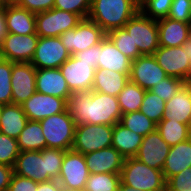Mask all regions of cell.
Masks as SVG:
<instances>
[{"instance_id": "obj_4", "label": "cell", "mask_w": 191, "mask_h": 191, "mask_svg": "<svg viewBox=\"0 0 191 191\" xmlns=\"http://www.w3.org/2000/svg\"><path fill=\"white\" fill-rule=\"evenodd\" d=\"M121 182L135 190L166 191V180L162 170L153 169L135 157L124 159Z\"/></svg>"}, {"instance_id": "obj_10", "label": "cell", "mask_w": 191, "mask_h": 191, "mask_svg": "<svg viewBox=\"0 0 191 191\" xmlns=\"http://www.w3.org/2000/svg\"><path fill=\"white\" fill-rule=\"evenodd\" d=\"M82 19L80 15L56 8L36 13V34L39 37H59L74 29Z\"/></svg>"}, {"instance_id": "obj_47", "label": "cell", "mask_w": 191, "mask_h": 191, "mask_svg": "<svg viewBox=\"0 0 191 191\" xmlns=\"http://www.w3.org/2000/svg\"><path fill=\"white\" fill-rule=\"evenodd\" d=\"M36 191H62V186L57 180H50L38 183Z\"/></svg>"}, {"instance_id": "obj_52", "label": "cell", "mask_w": 191, "mask_h": 191, "mask_svg": "<svg viewBox=\"0 0 191 191\" xmlns=\"http://www.w3.org/2000/svg\"><path fill=\"white\" fill-rule=\"evenodd\" d=\"M62 191H75V190H69V189L62 188Z\"/></svg>"}, {"instance_id": "obj_19", "label": "cell", "mask_w": 191, "mask_h": 191, "mask_svg": "<svg viewBox=\"0 0 191 191\" xmlns=\"http://www.w3.org/2000/svg\"><path fill=\"white\" fill-rule=\"evenodd\" d=\"M90 174H120L124 157L112 146L84 155Z\"/></svg>"}, {"instance_id": "obj_8", "label": "cell", "mask_w": 191, "mask_h": 191, "mask_svg": "<svg viewBox=\"0 0 191 191\" xmlns=\"http://www.w3.org/2000/svg\"><path fill=\"white\" fill-rule=\"evenodd\" d=\"M113 126L107 124L76 125L72 150L83 155L110 147Z\"/></svg>"}, {"instance_id": "obj_17", "label": "cell", "mask_w": 191, "mask_h": 191, "mask_svg": "<svg viewBox=\"0 0 191 191\" xmlns=\"http://www.w3.org/2000/svg\"><path fill=\"white\" fill-rule=\"evenodd\" d=\"M21 106L28 120L41 121L51 115L64 112L67 109V101L63 98L45 95L36 91Z\"/></svg>"}, {"instance_id": "obj_28", "label": "cell", "mask_w": 191, "mask_h": 191, "mask_svg": "<svg viewBox=\"0 0 191 191\" xmlns=\"http://www.w3.org/2000/svg\"><path fill=\"white\" fill-rule=\"evenodd\" d=\"M129 81V76L111 70L96 69L92 91L118 96Z\"/></svg>"}, {"instance_id": "obj_45", "label": "cell", "mask_w": 191, "mask_h": 191, "mask_svg": "<svg viewBox=\"0 0 191 191\" xmlns=\"http://www.w3.org/2000/svg\"><path fill=\"white\" fill-rule=\"evenodd\" d=\"M74 56L82 61H86L89 63V66L98 69V45L91 46L86 50L74 54Z\"/></svg>"}, {"instance_id": "obj_49", "label": "cell", "mask_w": 191, "mask_h": 191, "mask_svg": "<svg viewBox=\"0 0 191 191\" xmlns=\"http://www.w3.org/2000/svg\"><path fill=\"white\" fill-rule=\"evenodd\" d=\"M118 191H145V190H135L134 188H132L129 185H125L122 182H120Z\"/></svg>"}, {"instance_id": "obj_53", "label": "cell", "mask_w": 191, "mask_h": 191, "mask_svg": "<svg viewBox=\"0 0 191 191\" xmlns=\"http://www.w3.org/2000/svg\"><path fill=\"white\" fill-rule=\"evenodd\" d=\"M3 105L0 104V116H1V111H2Z\"/></svg>"}, {"instance_id": "obj_6", "label": "cell", "mask_w": 191, "mask_h": 191, "mask_svg": "<svg viewBox=\"0 0 191 191\" xmlns=\"http://www.w3.org/2000/svg\"><path fill=\"white\" fill-rule=\"evenodd\" d=\"M47 148L71 150L74 143L75 121L66 109L40 121Z\"/></svg>"}, {"instance_id": "obj_51", "label": "cell", "mask_w": 191, "mask_h": 191, "mask_svg": "<svg viewBox=\"0 0 191 191\" xmlns=\"http://www.w3.org/2000/svg\"><path fill=\"white\" fill-rule=\"evenodd\" d=\"M3 6H4V5H3V1L0 0V9H1Z\"/></svg>"}, {"instance_id": "obj_2", "label": "cell", "mask_w": 191, "mask_h": 191, "mask_svg": "<svg viewBox=\"0 0 191 191\" xmlns=\"http://www.w3.org/2000/svg\"><path fill=\"white\" fill-rule=\"evenodd\" d=\"M65 151L45 148L41 151H20L13 166L14 174L35 182L58 180Z\"/></svg>"}, {"instance_id": "obj_26", "label": "cell", "mask_w": 191, "mask_h": 191, "mask_svg": "<svg viewBox=\"0 0 191 191\" xmlns=\"http://www.w3.org/2000/svg\"><path fill=\"white\" fill-rule=\"evenodd\" d=\"M143 136L129 130L120 122L113 126L112 147L125 159L135 157L142 143Z\"/></svg>"}, {"instance_id": "obj_46", "label": "cell", "mask_w": 191, "mask_h": 191, "mask_svg": "<svg viewBox=\"0 0 191 191\" xmlns=\"http://www.w3.org/2000/svg\"><path fill=\"white\" fill-rule=\"evenodd\" d=\"M13 174V167L0 164V191L8 190Z\"/></svg>"}, {"instance_id": "obj_3", "label": "cell", "mask_w": 191, "mask_h": 191, "mask_svg": "<svg viewBox=\"0 0 191 191\" xmlns=\"http://www.w3.org/2000/svg\"><path fill=\"white\" fill-rule=\"evenodd\" d=\"M140 10L139 0H91L88 19L107 34L124 25Z\"/></svg>"}, {"instance_id": "obj_12", "label": "cell", "mask_w": 191, "mask_h": 191, "mask_svg": "<svg viewBox=\"0 0 191 191\" xmlns=\"http://www.w3.org/2000/svg\"><path fill=\"white\" fill-rule=\"evenodd\" d=\"M71 54L62 44L60 37H39L32 63L38 69H53L70 58Z\"/></svg>"}, {"instance_id": "obj_42", "label": "cell", "mask_w": 191, "mask_h": 191, "mask_svg": "<svg viewBox=\"0 0 191 191\" xmlns=\"http://www.w3.org/2000/svg\"><path fill=\"white\" fill-rule=\"evenodd\" d=\"M166 191H191V166L166 182Z\"/></svg>"}, {"instance_id": "obj_36", "label": "cell", "mask_w": 191, "mask_h": 191, "mask_svg": "<svg viewBox=\"0 0 191 191\" xmlns=\"http://www.w3.org/2000/svg\"><path fill=\"white\" fill-rule=\"evenodd\" d=\"M172 2L173 0H140L139 7L145 16L159 20L168 17Z\"/></svg>"}, {"instance_id": "obj_35", "label": "cell", "mask_w": 191, "mask_h": 191, "mask_svg": "<svg viewBox=\"0 0 191 191\" xmlns=\"http://www.w3.org/2000/svg\"><path fill=\"white\" fill-rule=\"evenodd\" d=\"M165 103L163 99L158 97L150 90H146L140 112L144 113L150 120L158 124L165 112Z\"/></svg>"}, {"instance_id": "obj_44", "label": "cell", "mask_w": 191, "mask_h": 191, "mask_svg": "<svg viewBox=\"0 0 191 191\" xmlns=\"http://www.w3.org/2000/svg\"><path fill=\"white\" fill-rule=\"evenodd\" d=\"M38 182L26 177L13 174L8 190L9 191H36Z\"/></svg>"}, {"instance_id": "obj_25", "label": "cell", "mask_w": 191, "mask_h": 191, "mask_svg": "<svg viewBox=\"0 0 191 191\" xmlns=\"http://www.w3.org/2000/svg\"><path fill=\"white\" fill-rule=\"evenodd\" d=\"M191 166V138L171 146L162 172L166 182Z\"/></svg>"}, {"instance_id": "obj_39", "label": "cell", "mask_w": 191, "mask_h": 191, "mask_svg": "<svg viewBox=\"0 0 191 191\" xmlns=\"http://www.w3.org/2000/svg\"><path fill=\"white\" fill-rule=\"evenodd\" d=\"M19 152L17 139L0 133V164L13 167Z\"/></svg>"}, {"instance_id": "obj_33", "label": "cell", "mask_w": 191, "mask_h": 191, "mask_svg": "<svg viewBox=\"0 0 191 191\" xmlns=\"http://www.w3.org/2000/svg\"><path fill=\"white\" fill-rule=\"evenodd\" d=\"M120 182V174H89L83 191H118Z\"/></svg>"}, {"instance_id": "obj_37", "label": "cell", "mask_w": 191, "mask_h": 191, "mask_svg": "<svg viewBox=\"0 0 191 191\" xmlns=\"http://www.w3.org/2000/svg\"><path fill=\"white\" fill-rule=\"evenodd\" d=\"M13 62L0 58V104L12 103L11 72Z\"/></svg>"}, {"instance_id": "obj_50", "label": "cell", "mask_w": 191, "mask_h": 191, "mask_svg": "<svg viewBox=\"0 0 191 191\" xmlns=\"http://www.w3.org/2000/svg\"><path fill=\"white\" fill-rule=\"evenodd\" d=\"M3 1V5H7V4H16L19 0H2Z\"/></svg>"}, {"instance_id": "obj_7", "label": "cell", "mask_w": 191, "mask_h": 191, "mask_svg": "<svg viewBox=\"0 0 191 191\" xmlns=\"http://www.w3.org/2000/svg\"><path fill=\"white\" fill-rule=\"evenodd\" d=\"M124 28L141 55H153L159 48L157 20L145 16L140 10L124 25Z\"/></svg>"}, {"instance_id": "obj_48", "label": "cell", "mask_w": 191, "mask_h": 191, "mask_svg": "<svg viewBox=\"0 0 191 191\" xmlns=\"http://www.w3.org/2000/svg\"><path fill=\"white\" fill-rule=\"evenodd\" d=\"M8 28L6 25V15L4 12V6L0 9V46L2 45L3 40L8 34Z\"/></svg>"}, {"instance_id": "obj_43", "label": "cell", "mask_w": 191, "mask_h": 191, "mask_svg": "<svg viewBox=\"0 0 191 191\" xmlns=\"http://www.w3.org/2000/svg\"><path fill=\"white\" fill-rule=\"evenodd\" d=\"M54 2L55 0H19L16 4L36 14L53 9Z\"/></svg>"}, {"instance_id": "obj_14", "label": "cell", "mask_w": 191, "mask_h": 191, "mask_svg": "<svg viewBox=\"0 0 191 191\" xmlns=\"http://www.w3.org/2000/svg\"><path fill=\"white\" fill-rule=\"evenodd\" d=\"M38 41L37 34L8 33L0 46V58L11 62H31Z\"/></svg>"}, {"instance_id": "obj_41", "label": "cell", "mask_w": 191, "mask_h": 191, "mask_svg": "<svg viewBox=\"0 0 191 191\" xmlns=\"http://www.w3.org/2000/svg\"><path fill=\"white\" fill-rule=\"evenodd\" d=\"M168 18L191 23V0H173Z\"/></svg>"}, {"instance_id": "obj_9", "label": "cell", "mask_w": 191, "mask_h": 191, "mask_svg": "<svg viewBox=\"0 0 191 191\" xmlns=\"http://www.w3.org/2000/svg\"><path fill=\"white\" fill-rule=\"evenodd\" d=\"M106 36L107 34L99 25L86 18L82 19L74 29L64 32L59 37L68 52L74 55L91 46L98 45Z\"/></svg>"}, {"instance_id": "obj_15", "label": "cell", "mask_w": 191, "mask_h": 191, "mask_svg": "<svg viewBox=\"0 0 191 191\" xmlns=\"http://www.w3.org/2000/svg\"><path fill=\"white\" fill-rule=\"evenodd\" d=\"M59 69L71 92L92 91L96 68L89 63L71 55Z\"/></svg>"}, {"instance_id": "obj_23", "label": "cell", "mask_w": 191, "mask_h": 191, "mask_svg": "<svg viewBox=\"0 0 191 191\" xmlns=\"http://www.w3.org/2000/svg\"><path fill=\"white\" fill-rule=\"evenodd\" d=\"M162 120H172L191 126V82H186L177 94L165 103Z\"/></svg>"}, {"instance_id": "obj_32", "label": "cell", "mask_w": 191, "mask_h": 191, "mask_svg": "<svg viewBox=\"0 0 191 191\" xmlns=\"http://www.w3.org/2000/svg\"><path fill=\"white\" fill-rule=\"evenodd\" d=\"M120 123L143 137L154 131L157 127L155 122L140 111L122 114Z\"/></svg>"}, {"instance_id": "obj_18", "label": "cell", "mask_w": 191, "mask_h": 191, "mask_svg": "<svg viewBox=\"0 0 191 191\" xmlns=\"http://www.w3.org/2000/svg\"><path fill=\"white\" fill-rule=\"evenodd\" d=\"M171 146L161 137L155 129L143 137L135 158L153 169L162 170Z\"/></svg>"}, {"instance_id": "obj_29", "label": "cell", "mask_w": 191, "mask_h": 191, "mask_svg": "<svg viewBox=\"0 0 191 191\" xmlns=\"http://www.w3.org/2000/svg\"><path fill=\"white\" fill-rule=\"evenodd\" d=\"M19 151H41L46 148L40 121L28 120L17 138Z\"/></svg>"}, {"instance_id": "obj_31", "label": "cell", "mask_w": 191, "mask_h": 191, "mask_svg": "<svg viewBox=\"0 0 191 191\" xmlns=\"http://www.w3.org/2000/svg\"><path fill=\"white\" fill-rule=\"evenodd\" d=\"M156 129L169 146L190 138V125L172 120H161Z\"/></svg>"}, {"instance_id": "obj_16", "label": "cell", "mask_w": 191, "mask_h": 191, "mask_svg": "<svg viewBox=\"0 0 191 191\" xmlns=\"http://www.w3.org/2000/svg\"><path fill=\"white\" fill-rule=\"evenodd\" d=\"M166 77L153 55H140L131 61L129 80L142 89L150 90Z\"/></svg>"}, {"instance_id": "obj_27", "label": "cell", "mask_w": 191, "mask_h": 191, "mask_svg": "<svg viewBox=\"0 0 191 191\" xmlns=\"http://www.w3.org/2000/svg\"><path fill=\"white\" fill-rule=\"evenodd\" d=\"M27 121L28 118L21 105L14 103L3 105L0 116V133L17 139Z\"/></svg>"}, {"instance_id": "obj_20", "label": "cell", "mask_w": 191, "mask_h": 191, "mask_svg": "<svg viewBox=\"0 0 191 191\" xmlns=\"http://www.w3.org/2000/svg\"><path fill=\"white\" fill-rule=\"evenodd\" d=\"M36 91L69 100L71 91L59 68H36Z\"/></svg>"}, {"instance_id": "obj_1", "label": "cell", "mask_w": 191, "mask_h": 191, "mask_svg": "<svg viewBox=\"0 0 191 191\" xmlns=\"http://www.w3.org/2000/svg\"><path fill=\"white\" fill-rule=\"evenodd\" d=\"M67 110L76 125L107 124L120 122L122 112L116 96L97 91L71 92Z\"/></svg>"}, {"instance_id": "obj_40", "label": "cell", "mask_w": 191, "mask_h": 191, "mask_svg": "<svg viewBox=\"0 0 191 191\" xmlns=\"http://www.w3.org/2000/svg\"><path fill=\"white\" fill-rule=\"evenodd\" d=\"M91 0H55L54 8L80 15L86 19L89 15Z\"/></svg>"}, {"instance_id": "obj_38", "label": "cell", "mask_w": 191, "mask_h": 191, "mask_svg": "<svg viewBox=\"0 0 191 191\" xmlns=\"http://www.w3.org/2000/svg\"><path fill=\"white\" fill-rule=\"evenodd\" d=\"M185 83V81L178 78L167 76L158 85L153 86L150 91L163 99L164 102H167L177 94Z\"/></svg>"}, {"instance_id": "obj_34", "label": "cell", "mask_w": 191, "mask_h": 191, "mask_svg": "<svg viewBox=\"0 0 191 191\" xmlns=\"http://www.w3.org/2000/svg\"><path fill=\"white\" fill-rule=\"evenodd\" d=\"M107 36L115 44L116 48L119 49L131 61H134L141 55L137 46H134L130 34L124 27L109 31Z\"/></svg>"}, {"instance_id": "obj_24", "label": "cell", "mask_w": 191, "mask_h": 191, "mask_svg": "<svg viewBox=\"0 0 191 191\" xmlns=\"http://www.w3.org/2000/svg\"><path fill=\"white\" fill-rule=\"evenodd\" d=\"M8 32L16 35L36 34V14L17 4L4 5Z\"/></svg>"}, {"instance_id": "obj_13", "label": "cell", "mask_w": 191, "mask_h": 191, "mask_svg": "<svg viewBox=\"0 0 191 191\" xmlns=\"http://www.w3.org/2000/svg\"><path fill=\"white\" fill-rule=\"evenodd\" d=\"M12 103L22 105L36 92V68L30 62H13Z\"/></svg>"}, {"instance_id": "obj_30", "label": "cell", "mask_w": 191, "mask_h": 191, "mask_svg": "<svg viewBox=\"0 0 191 191\" xmlns=\"http://www.w3.org/2000/svg\"><path fill=\"white\" fill-rule=\"evenodd\" d=\"M145 93V89H142L140 86L129 80L117 96L122 114L139 111Z\"/></svg>"}, {"instance_id": "obj_21", "label": "cell", "mask_w": 191, "mask_h": 191, "mask_svg": "<svg viewBox=\"0 0 191 191\" xmlns=\"http://www.w3.org/2000/svg\"><path fill=\"white\" fill-rule=\"evenodd\" d=\"M131 60L106 36L98 44V69L111 70L130 75Z\"/></svg>"}, {"instance_id": "obj_11", "label": "cell", "mask_w": 191, "mask_h": 191, "mask_svg": "<svg viewBox=\"0 0 191 191\" xmlns=\"http://www.w3.org/2000/svg\"><path fill=\"white\" fill-rule=\"evenodd\" d=\"M89 170L82 153L67 150L62 161L58 182L62 188L83 191L89 177Z\"/></svg>"}, {"instance_id": "obj_22", "label": "cell", "mask_w": 191, "mask_h": 191, "mask_svg": "<svg viewBox=\"0 0 191 191\" xmlns=\"http://www.w3.org/2000/svg\"><path fill=\"white\" fill-rule=\"evenodd\" d=\"M159 46L176 47L191 37V23L175 21L168 17L157 20Z\"/></svg>"}, {"instance_id": "obj_5", "label": "cell", "mask_w": 191, "mask_h": 191, "mask_svg": "<svg viewBox=\"0 0 191 191\" xmlns=\"http://www.w3.org/2000/svg\"><path fill=\"white\" fill-rule=\"evenodd\" d=\"M153 56L167 76L191 82V37L181 46H159Z\"/></svg>"}]
</instances>
